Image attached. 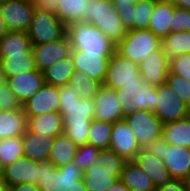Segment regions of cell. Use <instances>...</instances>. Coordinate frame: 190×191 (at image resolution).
I'll return each mask as SVG.
<instances>
[{
	"instance_id": "obj_1",
	"label": "cell",
	"mask_w": 190,
	"mask_h": 191,
	"mask_svg": "<svg viewBox=\"0 0 190 191\" xmlns=\"http://www.w3.org/2000/svg\"><path fill=\"white\" fill-rule=\"evenodd\" d=\"M59 96L64 134L78 147L86 144L95 114L94 99L81 98L70 84L59 87Z\"/></svg>"
},
{
	"instance_id": "obj_2",
	"label": "cell",
	"mask_w": 190,
	"mask_h": 191,
	"mask_svg": "<svg viewBox=\"0 0 190 191\" xmlns=\"http://www.w3.org/2000/svg\"><path fill=\"white\" fill-rule=\"evenodd\" d=\"M67 35L72 50H81L98 56H112L116 43L104 36L96 26L89 22H74L67 26Z\"/></svg>"
},
{
	"instance_id": "obj_3",
	"label": "cell",
	"mask_w": 190,
	"mask_h": 191,
	"mask_svg": "<svg viewBox=\"0 0 190 191\" xmlns=\"http://www.w3.org/2000/svg\"><path fill=\"white\" fill-rule=\"evenodd\" d=\"M84 22L96 26L104 36L116 45L126 36L128 30L114 9L112 0H88Z\"/></svg>"
},
{
	"instance_id": "obj_4",
	"label": "cell",
	"mask_w": 190,
	"mask_h": 191,
	"mask_svg": "<svg viewBox=\"0 0 190 191\" xmlns=\"http://www.w3.org/2000/svg\"><path fill=\"white\" fill-rule=\"evenodd\" d=\"M116 91L124 118L137 110L154 112L156 109L157 88L144 80L123 84Z\"/></svg>"
},
{
	"instance_id": "obj_5",
	"label": "cell",
	"mask_w": 190,
	"mask_h": 191,
	"mask_svg": "<svg viewBox=\"0 0 190 191\" xmlns=\"http://www.w3.org/2000/svg\"><path fill=\"white\" fill-rule=\"evenodd\" d=\"M145 149L164 161L173 179L185 180L190 174V148L170 145L161 137L151 141Z\"/></svg>"
},
{
	"instance_id": "obj_6",
	"label": "cell",
	"mask_w": 190,
	"mask_h": 191,
	"mask_svg": "<svg viewBox=\"0 0 190 191\" xmlns=\"http://www.w3.org/2000/svg\"><path fill=\"white\" fill-rule=\"evenodd\" d=\"M162 46V39L150 29H131L117 44L116 51L129 60L140 64L146 56Z\"/></svg>"
},
{
	"instance_id": "obj_7",
	"label": "cell",
	"mask_w": 190,
	"mask_h": 191,
	"mask_svg": "<svg viewBox=\"0 0 190 191\" xmlns=\"http://www.w3.org/2000/svg\"><path fill=\"white\" fill-rule=\"evenodd\" d=\"M32 45H41L59 40L67 35V26L55 12L36 7L27 31Z\"/></svg>"
},
{
	"instance_id": "obj_8",
	"label": "cell",
	"mask_w": 190,
	"mask_h": 191,
	"mask_svg": "<svg viewBox=\"0 0 190 191\" xmlns=\"http://www.w3.org/2000/svg\"><path fill=\"white\" fill-rule=\"evenodd\" d=\"M157 88L156 109L153 112L163 124L175 122L190 115V106L166 83Z\"/></svg>"
},
{
	"instance_id": "obj_9",
	"label": "cell",
	"mask_w": 190,
	"mask_h": 191,
	"mask_svg": "<svg viewBox=\"0 0 190 191\" xmlns=\"http://www.w3.org/2000/svg\"><path fill=\"white\" fill-rule=\"evenodd\" d=\"M124 120L135 134L141 148H146L151 141L162 137L163 123L151 111L137 110Z\"/></svg>"
},
{
	"instance_id": "obj_10",
	"label": "cell",
	"mask_w": 190,
	"mask_h": 191,
	"mask_svg": "<svg viewBox=\"0 0 190 191\" xmlns=\"http://www.w3.org/2000/svg\"><path fill=\"white\" fill-rule=\"evenodd\" d=\"M143 80L139 64L120 55L117 51L110 57L103 85L118 89L123 84Z\"/></svg>"
},
{
	"instance_id": "obj_11",
	"label": "cell",
	"mask_w": 190,
	"mask_h": 191,
	"mask_svg": "<svg viewBox=\"0 0 190 191\" xmlns=\"http://www.w3.org/2000/svg\"><path fill=\"white\" fill-rule=\"evenodd\" d=\"M2 19L9 31L29 30L33 13L36 9L35 2L27 0H5L0 3Z\"/></svg>"
},
{
	"instance_id": "obj_12",
	"label": "cell",
	"mask_w": 190,
	"mask_h": 191,
	"mask_svg": "<svg viewBox=\"0 0 190 191\" xmlns=\"http://www.w3.org/2000/svg\"><path fill=\"white\" fill-rule=\"evenodd\" d=\"M169 68L170 59L162 46L148 54L139 64L142 79L155 87L166 83Z\"/></svg>"
},
{
	"instance_id": "obj_13",
	"label": "cell",
	"mask_w": 190,
	"mask_h": 191,
	"mask_svg": "<svg viewBox=\"0 0 190 191\" xmlns=\"http://www.w3.org/2000/svg\"><path fill=\"white\" fill-rule=\"evenodd\" d=\"M71 44L68 35L51 43L32 45L35 66L39 71L54 65L71 55Z\"/></svg>"
},
{
	"instance_id": "obj_14",
	"label": "cell",
	"mask_w": 190,
	"mask_h": 191,
	"mask_svg": "<svg viewBox=\"0 0 190 191\" xmlns=\"http://www.w3.org/2000/svg\"><path fill=\"white\" fill-rule=\"evenodd\" d=\"M110 149L122 156L126 161L134 160L142 149L125 120L113 123Z\"/></svg>"
},
{
	"instance_id": "obj_15",
	"label": "cell",
	"mask_w": 190,
	"mask_h": 191,
	"mask_svg": "<svg viewBox=\"0 0 190 191\" xmlns=\"http://www.w3.org/2000/svg\"><path fill=\"white\" fill-rule=\"evenodd\" d=\"M94 119L114 123L124 120L116 89L101 85L94 97Z\"/></svg>"
},
{
	"instance_id": "obj_16",
	"label": "cell",
	"mask_w": 190,
	"mask_h": 191,
	"mask_svg": "<svg viewBox=\"0 0 190 191\" xmlns=\"http://www.w3.org/2000/svg\"><path fill=\"white\" fill-rule=\"evenodd\" d=\"M59 98V87L45 83L40 90L23 104L24 112L26 116L59 112Z\"/></svg>"
},
{
	"instance_id": "obj_17",
	"label": "cell",
	"mask_w": 190,
	"mask_h": 191,
	"mask_svg": "<svg viewBox=\"0 0 190 191\" xmlns=\"http://www.w3.org/2000/svg\"><path fill=\"white\" fill-rule=\"evenodd\" d=\"M38 161L21 156L8 166L4 167L3 185L13 186L21 183L37 185Z\"/></svg>"
},
{
	"instance_id": "obj_18",
	"label": "cell",
	"mask_w": 190,
	"mask_h": 191,
	"mask_svg": "<svg viewBox=\"0 0 190 191\" xmlns=\"http://www.w3.org/2000/svg\"><path fill=\"white\" fill-rule=\"evenodd\" d=\"M7 83L22 104L31 98L45 84L43 73L37 68L8 77Z\"/></svg>"
},
{
	"instance_id": "obj_19",
	"label": "cell",
	"mask_w": 190,
	"mask_h": 191,
	"mask_svg": "<svg viewBox=\"0 0 190 191\" xmlns=\"http://www.w3.org/2000/svg\"><path fill=\"white\" fill-rule=\"evenodd\" d=\"M71 56L75 70L83 71L101 83L104 82L111 56H98V54L86 53L81 50H71Z\"/></svg>"
},
{
	"instance_id": "obj_20",
	"label": "cell",
	"mask_w": 190,
	"mask_h": 191,
	"mask_svg": "<svg viewBox=\"0 0 190 191\" xmlns=\"http://www.w3.org/2000/svg\"><path fill=\"white\" fill-rule=\"evenodd\" d=\"M134 162L146 173L155 187L165 185L173 180L162 159L142 148L136 155Z\"/></svg>"
},
{
	"instance_id": "obj_21",
	"label": "cell",
	"mask_w": 190,
	"mask_h": 191,
	"mask_svg": "<svg viewBox=\"0 0 190 191\" xmlns=\"http://www.w3.org/2000/svg\"><path fill=\"white\" fill-rule=\"evenodd\" d=\"M55 137L33 133L28 129L23 134V152L27 158L42 162L49 160Z\"/></svg>"
},
{
	"instance_id": "obj_22",
	"label": "cell",
	"mask_w": 190,
	"mask_h": 191,
	"mask_svg": "<svg viewBox=\"0 0 190 191\" xmlns=\"http://www.w3.org/2000/svg\"><path fill=\"white\" fill-rule=\"evenodd\" d=\"M121 172L97 164L84 171L83 180L88 191H107L120 179Z\"/></svg>"
},
{
	"instance_id": "obj_23",
	"label": "cell",
	"mask_w": 190,
	"mask_h": 191,
	"mask_svg": "<svg viewBox=\"0 0 190 191\" xmlns=\"http://www.w3.org/2000/svg\"><path fill=\"white\" fill-rule=\"evenodd\" d=\"M175 8L171 0H158L154 3L149 29L161 39L170 34Z\"/></svg>"
},
{
	"instance_id": "obj_24",
	"label": "cell",
	"mask_w": 190,
	"mask_h": 191,
	"mask_svg": "<svg viewBox=\"0 0 190 191\" xmlns=\"http://www.w3.org/2000/svg\"><path fill=\"white\" fill-rule=\"evenodd\" d=\"M27 129L33 133L56 137L64 134L62 115L48 112L41 115L27 116Z\"/></svg>"
},
{
	"instance_id": "obj_25",
	"label": "cell",
	"mask_w": 190,
	"mask_h": 191,
	"mask_svg": "<svg viewBox=\"0 0 190 191\" xmlns=\"http://www.w3.org/2000/svg\"><path fill=\"white\" fill-rule=\"evenodd\" d=\"M10 55H34L28 32L9 31L0 40V58Z\"/></svg>"
},
{
	"instance_id": "obj_26",
	"label": "cell",
	"mask_w": 190,
	"mask_h": 191,
	"mask_svg": "<svg viewBox=\"0 0 190 191\" xmlns=\"http://www.w3.org/2000/svg\"><path fill=\"white\" fill-rule=\"evenodd\" d=\"M27 129L24 109L0 111V140L22 136Z\"/></svg>"
},
{
	"instance_id": "obj_27",
	"label": "cell",
	"mask_w": 190,
	"mask_h": 191,
	"mask_svg": "<svg viewBox=\"0 0 190 191\" xmlns=\"http://www.w3.org/2000/svg\"><path fill=\"white\" fill-rule=\"evenodd\" d=\"M120 180L131 191H156L154 183L149 176L134 162L126 161L121 172Z\"/></svg>"
},
{
	"instance_id": "obj_28",
	"label": "cell",
	"mask_w": 190,
	"mask_h": 191,
	"mask_svg": "<svg viewBox=\"0 0 190 191\" xmlns=\"http://www.w3.org/2000/svg\"><path fill=\"white\" fill-rule=\"evenodd\" d=\"M154 3H136L133 9L121 10L119 17L127 30L149 29Z\"/></svg>"
},
{
	"instance_id": "obj_29",
	"label": "cell",
	"mask_w": 190,
	"mask_h": 191,
	"mask_svg": "<svg viewBox=\"0 0 190 191\" xmlns=\"http://www.w3.org/2000/svg\"><path fill=\"white\" fill-rule=\"evenodd\" d=\"M74 72L75 65L71 55L42 71L44 82L55 87L69 84Z\"/></svg>"
},
{
	"instance_id": "obj_30",
	"label": "cell",
	"mask_w": 190,
	"mask_h": 191,
	"mask_svg": "<svg viewBox=\"0 0 190 191\" xmlns=\"http://www.w3.org/2000/svg\"><path fill=\"white\" fill-rule=\"evenodd\" d=\"M162 137L170 145L190 148V115L178 121L163 124Z\"/></svg>"
},
{
	"instance_id": "obj_31",
	"label": "cell",
	"mask_w": 190,
	"mask_h": 191,
	"mask_svg": "<svg viewBox=\"0 0 190 191\" xmlns=\"http://www.w3.org/2000/svg\"><path fill=\"white\" fill-rule=\"evenodd\" d=\"M78 146L65 134L55 137L49 155V161L55 166L60 167L74 161Z\"/></svg>"
},
{
	"instance_id": "obj_32",
	"label": "cell",
	"mask_w": 190,
	"mask_h": 191,
	"mask_svg": "<svg viewBox=\"0 0 190 191\" xmlns=\"http://www.w3.org/2000/svg\"><path fill=\"white\" fill-rule=\"evenodd\" d=\"M87 2L88 0H59L55 14L66 26L84 21Z\"/></svg>"
},
{
	"instance_id": "obj_33",
	"label": "cell",
	"mask_w": 190,
	"mask_h": 191,
	"mask_svg": "<svg viewBox=\"0 0 190 191\" xmlns=\"http://www.w3.org/2000/svg\"><path fill=\"white\" fill-rule=\"evenodd\" d=\"M37 185L40 191H61V172L49 160L37 164Z\"/></svg>"
},
{
	"instance_id": "obj_34",
	"label": "cell",
	"mask_w": 190,
	"mask_h": 191,
	"mask_svg": "<svg viewBox=\"0 0 190 191\" xmlns=\"http://www.w3.org/2000/svg\"><path fill=\"white\" fill-rule=\"evenodd\" d=\"M162 47L169 59L190 53V31L170 33L162 39Z\"/></svg>"
},
{
	"instance_id": "obj_35",
	"label": "cell",
	"mask_w": 190,
	"mask_h": 191,
	"mask_svg": "<svg viewBox=\"0 0 190 191\" xmlns=\"http://www.w3.org/2000/svg\"><path fill=\"white\" fill-rule=\"evenodd\" d=\"M113 123L93 119L89 129L87 143L103 150L110 148L111 132Z\"/></svg>"
},
{
	"instance_id": "obj_36",
	"label": "cell",
	"mask_w": 190,
	"mask_h": 191,
	"mask_svg": "<svg viewBox=\"0 0 190 191\" xmlns=\"http://www.w3.org/2000/svg\"><path fill=\"white\" fill-rule=\"evenodd\" d=\"M69 84L77 91L81 98L94 99L98 94L99 87L102 83L83 71L75 70L69 80Z\"/></svg>"
},
{
	"instance_id": "obj_37",
	"label": "cell",
	"mask_w": 190,
	"mask_h": 191,
	"mask_svg": "<svg viewBox=\"0 0 190 191\" xmlns=\"http://www.w3.org/2000/svg\"><path fill=\"white\" fill-rule=\"evenodd\" d=\"M0 61L6 78L36 69L34 55H10Z\"/></svg>"
},
{
	"instance_id": "obj_38",
	"label": "cell",
	"mask_w": 190,
	"mask_h": 191,
	"mask_svg": "<svg viewBox=\"0 0 190 191\" xmlns=\"http://www.w3.org/2000/svg\"><path fill=\"white\" fill-rule=\"evenodd\" d=\"M24 156L23 135L0 140V162L3 167Z\"/></svg>"
},
{
	"instance_id": "obj_39",
	"label": "cell",
	"mask_w": 190,
	"mask_h": 191,
	"mask_svg": "<svg viewBox=\"0 0 190 191\" xmlns=\"http://www.w3.org/2000/svg\"><path fill=\"white\" fill-rule=\"evenodd\" d=\"M125 162L126 160L122 156L109 148L100 150L96 159L90 164V167L100 164L103 168L123 170Z\"/></svg>"
},
{
	"instance_id": "obj_40",
	"label": "cell",
	"mask_w": 190,
	"mask_h": 191,
	"mask_svg": "<svg viewBox=\"0 0 190 191\" xmlns=\"http://www.w3.org/2000/svg\"><path fill=\"white\" fill-rule=\"evenodd\" d=\"M166 84L179 95L180 99L190 106V81L169 71Z\"/></svg>"
},
{
	"instance_id": "obj_41",
	"label": "cell",
	"mask_w": 190,
	"mask_h": 191,
	"mask_svg": "<svg viewBox=\"0 0 190 191\" xmlns=\"http://www.w3.org/2000/svg\"><path fill=\"white\" fill-rule=\"evenodd\" d=\"M100 149L96 148L94 145L86 143L78 147L74 161L78 167L84 172L94 159L98 156Z\"/></svg>"
},
{
	"instance_id": "obj_42",
	"label": "cell",
	"mask_w": 190,
	"mask_h": 191,
	"mask_svg": "<svg viewBox=\"0 0 190 191\" xmlns=\"http://www.w3.org/2000/svg\"><path fill=\"white\" fill-rule=\"evenodd\" d=\"M58 168L61 172V191H65L69 185L76 184L78 179H83L84 172L75 162H69Z\"/></svg>"
},
{
	"instance_id": "obj_43",
	"label": "cell",
	"mask_w": 190,
	"mask_h": 191,
	"mask_svg": "<svg viewBox=\"0 0 190 191\" xmlns=\"http://www.w3.org/2000/svg\"><path fill=\"white\" fill-rule=\"evenodd\" d=\"M16 109H23V104L6 82L0 86V111Z\"/></svg>"
},
{
	"instance_id": "obj_44",
	"label": "cell",
	"mask_w": 190,
	"mask_h": 191,
	"mask_svg": "<svg viewBox=\"0 0 190 191\" xmlns=\"http://www.w3.org/2000/svg\"><path fill=\"white\" fill-rule=\"evenodd\" d=\"M169 71L190 81V53L171 58Z\"/></svg>"
},
{
	"instance_id": "obj_45",
	"label": "cell",
	"mask_w": 190,
	"mask_h": 191,
	"mask_svg": "<svg viewBox=\"0 0 190 191\" xmlns=\"http://www.w3.org/2000/svg\"><path fill=\"white\" fill-rule=\"evenodd\" d=\"M188 30L190 31V10L176 7L172 17L170 33H177Z\"/></svg>"
},
{
	"instance_id": "obj_46",
	"label": "cell",
	"mask_w": 190,
	"mask_h": 191,
	"mask_svg": "<svg viewBox=\"0 0 190 191\" xmlns=\"http://www.w3.org/2000/svg\"><path fill=\"white\" fill-rule=\"evenodd\" d=\"M158 0H112L114 9L118 14H121V10L133 9L136 3L151 2L155 3Z\"/></svg>"
},
{
	"instance_id": "obj_47",
	"label": "cell",
	"mask_w": 190,
	"mask_h": 191,
	"mask_svg": "<svg viewBox=\"0 0 190 191\" xmlns=\"http://www.w3.org/2000/svg\"><path fill=\"white\" fill-rule=\"evenodd\" d=\"M156 191H187L184 180H175L156 188Z\"/></svg>"
},
{
	"instance_id": "obj_48",
	"label": "cell",
	"mask_w": 190,
	"mask_h": 191,
	"mask_svg": "<svg viewBox=\"0 0 190 191\" xmlns=\"http://www.w3.org/2000/svg\"><path fill=\"white\" fill-rule=\"evenodd\" d=\"M59 0H35V5L41 10L55 12Z\"/></svg>"
},
{
	"instance_id": "obj_49",
	"label": "cell",
	"mask_w": 190,
	"mask_h": 191,
	"mask_svg": "<svg viewBox=\"0 0 190 191\" xmlns=\"http://www.w3.org/2000/svg\"><path fill=\"white\" fill-rule=\"evenodd\" d=\"M12 191H40L38 185L21 183L11 186Z\"/></svg>"
},
{
	"instance_id": "obj_50",
	"label": "cell",
	"mask_w": 190,
	"mask_h": 191,
	"mask_svg": "<svg viewBox=\"0 0 190 191\" xmlns=\"http://www.w3.org/2000/svg\"><path fill=\"white\" fill-rule=\"evenodd\" d=\"M65 191H88L84 180L83 179H78L76 184L69 185Z\"/></svg>"
},
{
	"instance_id": "obj_51",
	"label": "cell",
	"mask_w": 190,
	"mask_h": 191,
	"mask_svg": "<svg viewBox=\"0 0 190 191\" xmlns=\"http://www.w3.org/2000/svg\"><path fill=\"white\" fill-rule=\"evenodd\" d=\"M107 191H131L120 179Z\"/></svg>"
},
{
	"instance_id": "obj_52",
	"label": "cell",
	"mask_w": 190,
	"mask_h": 191,
	"mask_svg": "<svg viewBox=\"0 0 190 191\" xmlns=\"http://www.w3.org/2000/svg\"><path fill=\"white\" fill-rule=\"evenodd\" d=\"M2 17L3 16H2L1 8H0V40L9 32Z\"/></svg>"
},
{
	"instance_id": "obj_53",
	"label": "cell",
	"mask_w": 190,
	"mask_h": 191,
	"mask_svg": "<svg viewBox=\"0 0 190 191\" xmlns=\"http://www.w3.org/2000/svg\"><path fill=\"white\" fill-rule=\"evenodd\" d=\"M176 7L190 10V0H171Z\"/></svg>"
},
{
	"instance_id": "obj_54",
	"label": "cell",
	"mask_w": 190,
	"mask_h": 191,
	"mask_svg": "<svg viewBox=\"0 0 190 191\" xmlns=\"http://www.w3.org/2000/svg\"><path fill=\"white\" fill-rule=\"evenodd\" d=\"M7 82L5 72L0 61V86Z\"/></svg>"
},
{
	"instance_id": "obj_55",
	"label": "cell",
	"mask_w": 190,
	"mask_h": 191,
	"mask_svg": "<svg viewBox=\"0 0 190 191\" xmlns=\"http://www.w3.org/2000/svg\"><path fill=\"white\" fill-rule=\"evenodd\" d=\"M0 191H12L11 186L0 184Z\"/></svg>"
},
{
	"instance_id": "obj_56",
	"label": "cell",
	"mask_w": 190,
	"mask_h": 191,
	"mask_svg": "<svg viewBox=\"0 0 190 191\" xmlns=\"http://www.w3.org/2000/svg\"><path fill=\"white\" fill-rule=\"evenodd\" d=\"M3 172H4V167L0 162V184H3Z\"/></svg>"
},
{
	"instance_id": "obj_57",
	"label": "cell",
	"mask_w": 190,
	"mask_h": 191,
	"mask_svg": "<svg viewBox=\"0 0 190 191\" xmlns=\"http://www.w3.org/2000/svg\"><path fill=\"white\" fill-rule=\"evenodd\" d=\"M184 181L186 183L187 191H190V174L187 176V178Z\"/></svg>"
}]
</instances>
